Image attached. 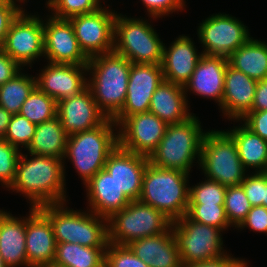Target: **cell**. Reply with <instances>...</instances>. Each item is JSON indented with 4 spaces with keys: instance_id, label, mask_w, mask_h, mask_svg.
Listing matches in <instances>:
<instances>
[{
    "instance_id": "1",
    "label": "cell",
    "mask_w": 267,
    "mask_h": 267,
    "mask_svg": "<svg viewBox=\"0 0 267 267\" xmlns=\"http://www.w3.org/2000/svg\"><path fill=\"white\" fill-rule=\"evenodd\" d=\"M28 156L21 152L14 182L8 190L23 194L32 208L68 202L65 161L49 156Z\"/></svg>"
},
{
    "instance_id": "2",
    "label": "cell",
    "mask_w": 267,
    "mask_h": 267,
    "mask_svg": "<svg viewBox=\"0 0 267 267\" xmlns=\"http://www.w3.org/2000/svg\"><path fill=\"white\" fill-rule=\"evenodd\" d=\"M131 62L112 51L88 59V85L100 111L113 119L127 97Z\"/></svg>"
},
{
    "instance_id": "3",
    "label": "cell",
    "mask_w": 267,
    "mask_h": 267,
    "mask_svg": "<svg viewBox=\"0 0 267 267\" xmlns=\"http://www.w3.org/2000/svg\"><path fill=\"white\" fill-rule=\"evenodd\" d=\"M66 207V208H65ZM38 209L50 220L57 243L86 247L108 246V219L90 210H73L66 203L47 204Z\"/></svg>"
},
{
    "instance_id": "4",
    "label": "cell",
    "mask_w": 267,
    "mask_h": 267,
    "mask_svg": "<svg viewBox=\"0 0 267 267\" xmlns=\"http://www.w3.org/2000/svg\"><path fill=\"white\" fill-rule=\"evenodd\" d=\"M189 175L148 163L139 201L160 210L172 221L183 217L189 204Z\"/></svg>"
},
{
    "instance_id": "5",
    "label": "cell",
    "mask_w": 267,
    "mask_h": 267,
    "mask_svg": "<svg viewBox=\"0 0 267 267\" xmlns=\"http://www.w3.org/2000/svg\"><path fill=\"white\" fill-rule=\"evenodd\" d=\"M200 124L196 115L182 123L168 124L165 135L148 157L149 163L190 174L193 163H200L201 146L207 132Z\"/></svg>"
},
{
    "instance_id": "6",
    "label": "cell",
    "mask_w": 267,
    "mask_h": 267,
    "mask_svg": "<svg viewBox=\"0 0 267 267\" xmlns=\"http://www.w3.org/2000/svg\"><path fill=\"white\" fill-rule=\"evenodd\" d=\"M117 129L118 125L107 118L94 129L68 136L64 160L73 163L84 184L104 168L108 155L117 147Z\"/></svg>"
},
{
    "instance_id": "7",
    "label": "cell",
    "mask_w": 267,
    "mask_h": 267,
    "mask_svg": "<svg viewBox=\"0 0 267 267\" xmlns=\"http://www.w3.org/2000/svg\"><path fill=\"white\" fill-rule=\"evenodd\" d=\"M164 43L152 24L117 13L113 51L136 64H161Z\"/></svg>"
},
{
    "instance_id": "8",
    "label": "cell",
    "mask_w": 267,
    "mask_h": 267,
    "mask_svg": "<svg viewBox=\"0 0 267 267\" xmlns=\"http://www.w3.org/2000/svg\"><path fill=\"white\" fill-rule=\"evenodd\" d=\"M172 222L160 210L139 200L131 201L108 218V242L127 246L132 241L166 232Z\"/></svg>"
},
{
    "instance_id": "9",
    "label": "cell",
    "mask_w": 267,
    "mask_h": 267,
    "mask_svg": "<svg viewBox=\"0 0 267 267\" xmlns=\"http://www.w3.org/2000/svg\"><path fill=\"white\" fill-rule=\"evenodd\" d=\"M199 167L206 178L225 186L240 185L248 172L238 156L235 142L224 130L206 132Z\"/></svg>"
},
{
    "instance_id": "10",
    "label": "cell",
    "mask_w": 267,
    "mask_h": 267,
    "mask_svg": "<svg viewBox=\"0 0 267 267\" xmlns=\"http://www.w3.org/2000/svg\"><path fill=\"white\" fill-rule=\"evenodd\" d=\"M182 264L219 258L224 250L221 229L194 222L186 215L172 222ZM226 251V252H225Z\"/></svg>"
},
{
    "instance_id": "11",
    "label": "cell",
    "mask_w": 267,
    "mask_h": 267,
    "mask_svg": "<svg viewBox=\"0 0 267 267\" xmlns=\"http://www.w3.org/2000/svg\"><path fill=\"white\" fill-rule=\"evenodd\" d=\"M198 42L203 55L228 58L252 36L249 29L238 18L226 14H212L200 23L197 29Z\"/></svg>"
},
{
    "instance_id": "12",
    "label": "cell",
    "mask_w": 267,
    "mask_h": 267,
    "mask_svg": "<svg viewBox=\"0 0 267 267\" xmlns=\"http://www.w3.org/2000/svg\"><path fill=\"white\" fill-rule=\"evenodd\" d=\"M22 10L13 20L1 48L22 68L44 57L43 19Z\"/></svg>"
},
{
    "instance_id": "13",
    "label": "cell",
    "mask_w": 267,
    "mask_h": 267,
    "mask_svg": "<svg viewBox=\"0 0 267 267\" xmlns=\"http://www.w3.org/2000/svg\"><path fill=\"white\" fill-rule=\"evenodd\" d=\"M109 7L69 19L79 47L88 59L113 51L116 13Z\"/></svg>"
},
{
    "instance_id": "14",
    "label": "cell",
    "mask_w": 267,
    "mask_h": 267,
    "mask_svg": "<svg viewBox=\"0 0 267 267\" xmlns=\"http://www.w3.org/2000/svg\"><path fill=\"white\" fill-rule=\"evenodd\" d=\"M168 124L151 112L127 116L118 125V145L149 157L165 135Z\"/></svg>"
},
{
    "instance_id": "15",
    "label": "cell",
    "mask_w": 267,
    "mask_h": 267,
    "mask_svg": "<svg viewBox=\"0 0 267 267\" xmlns=\"http://www.w3.org/2000/svg\"><path fill=\"white\" fill-rule=\"evenodd\" d=\"M163 80L161 64L132 63L126 101L112 120L119 125L127 116L149 112L152 95Z\"/></svg>"
},
{
    "instance_id": "16",
    "label": "cell",
    "mask_w": 267,
    "mask_h": 267,
    "mask_svg": "<svg viewBox=\"0 0 267 267\" xmlns=\"http://www.w3.org/2000/svg\"><path fill=\"white\" fill-rule=\"evenodd\" d=\"M43 20L44 57L47 62L60 64L87 65L88 58L79 47L69 19L51 15Z\"/></svg>"
},
{
    "instance_id": "17",
    "label": "cell",
    "mask_w": 267,
    "mask_h": 267,
    "mask_svg": "<svg viewBox=\"0 0 267 267\" xmlns=\"http://www.w3.org/2000/svg\"><path fill=\"white\" fill-rule=\"evenodd\" d=\"M87 74V65L48 62L36 77V86L59 102L85 90L88 85Z\"/></svg>"
},
{
    "instance_id": "18",
    "label": "cell",
    "mask_w": 267,
    "mask_h": 267,
    "mask_svg": "<svg viewBox=\"0 0 267 267\" xmlns=\"http://www.w3.org/2000/svg\"><path fill=\"white\" fill-rule=\"evenodd\" d=\"M148 163V157L117 145L108 155L104 169L111 174L119 189L130 201H137L141 196L143 175Z\"/></svg>"
},
{
    "instance_id": "19",
    "label": "cell",
    "mask_w": 267,
    "mask_h": 267,
    "mask_svg": "<svg viewBox=\"0 0 267 267\" xmlns=\"http://www.w3.org/2000/svg\"><path fill=\"white\" fill-rule=\"evenodd\" d=\"M57 242L50 220L38 209L30 208L26 217V256L30 267H51Z\"/></svg>"
},
{
    "instance_id": "20",
    "label": "cell",
    "mask_w": 267,
    "mask_h": 267,
    "mask_svg": "<svg viewBox=\"0 0 267 267\" xmlns=\"http://www.w3.org/2000/svg\"><path fill=\"white\" fill-rule=\"evenodd\" d=\"M57 116L68 135L94 129L107 119L88 87L76 96L57 102Z\"/></svg>"
},
{
    "instance_id": "21",
    "label": "cell",
    "mask_w": 267,
    "mask_h": 267,
    "mask_svg": "<svg viewBox=\"0 0 267 267\" xmlns=\"http://www.w3.org/2000/svg\"><path fill=\"white\" fill-rule=\"evenodd\" d=\"M229 61L223 56L203 55L189 81L184 85L185 95L192 94L215 100L221 107L224 94V77Z\"/></svg>"
},
{
    "instance_id": "22",
    "label": "cell",
    "mask_w": 267,
    "mask_h": 267,
    "mask_svg": "<svg viewBox=\"0 0 267 267\" xmlns=\"http://www.w3.org/2000/svg\"><path fill=\"white\" fill-rule=\"evenodd\" d=\"M194 41L179 35L169 46L164 43L161 62L165 81L184 86L190 79L203 53L197 52Z\"/></svg>"
},
{
    "instance_id": "23",
    "label": "cell",
    "mask_w": 267,
    "mask_h": 267,
    "mask_svg": "<svg viewBox=\"0 0 267 267\" xmlns=\"http://www.w3.org/2000/svg\"><path fill=\"white\" fill-rule=\"evenodd\" d=\"M257 81L229 63L224 77V94L220 110L227 119L238 122L251 112Z\"/></svg>"
},
{
    "instance_id": "24",
    "label": "cell",
    "mask_w": 267,
    "mask_h": 267,
    "mask_svg": "<svg viewBox=\"0 0 267 267\" xmlns=\"http://www.w3.org/2000/svg\"><path fill=\"white\" fill-rule=\"evenodd\" d=\"M83 185L87 192L88 210L98 216L108 219L131 202L104 168Z\"/></svg>"
},
{
    "instance_id": "25",
    "label": "cell",
    "mask_w": 267,
    "mask_h": 267,
    "mask_svg": "<svg viewBox=\"0 0 267 267\" xmlns=\"http://www.w3.org/2000/svg\"><path fill=\"white\" fill-rule=\"evenodd\" d=\"M127 246L150 267H182L172 226L166 232L132 241Z\"/></svg>"
},
{
    "instance_id": "26",
    "label": "cell",
    "mask_w": 267,
    "mask_h": 267,
    "mask_svg": "<svg viewBox=\"0 0 267 267\" xmlns=\"http://www.w3.org/2000/svg\"><path fill=\"white\" fill-rule=\"evenodd\" d=\"M0 256L7 267H30L26 256V217L0 210Z\"/></svg>"
},
{
    "instance_id": "27",
    "label": "cell",
    "mask_w": 267,
    "mask_h": 267,
    "mask_svg": "<svg viewBox=\"0 0 267 267\" xmlns=\"http://www.w3.org/2000/svg\"><path fill=\"white\" fill-rule=\"evenodd\" d=\"M188 103L184 86L163 80L152 95L149 112L167 124L182 123L194 115Z\"/></svg>"
},
{
    "instance_id": "28",
    "label": "cell",
    "mask_w": 267,
    "mask_h": 267,
    "mask_svg": "<svg viewBox=\"0 0 267 267\" xmlns=\"http://www.w3.org/2000/svg\"><path fill=\"white\" fill-rule=\"evenodd\" d=\"M226 132L232 137L243 167L249 171L263 172L267 165V141L248 129L242 121Z\"/></svg>"
},
{
    "instance_id": "29",
    "label": "cell",
    "mask_w": 267,
    "mask_h": 267,
    "mask_svg": "<svg viewBox=\"0 0 267 267\" xmlns=\"http://www.w3.org/2000/svg\"><path fill=\"white\" fill-rule=\"evenodd\" d=\"M68 134L58 116L37 125L35 134L26 149L29 154L64 160Z\"/></svg>"
},
{
    "instance_id": "30",
    "label": "cell",
    "mask_w": 267,
    "mask_h": 267,
    "mask_svg": "<svg viewBox=\"0 0 267 267\" xmlns=\"http://www.w3.org/2000/svg\"><path fill=\"white\" fill-rule=\"evenodd\" d=\"M229 64L255 81L267 78V42L251 37L228 57Z\"/></svg>"
},
{
    "instance_id": "31",
    "label": "cell",
    "mask_w": 267,
    "mask_h": 267,
    "mask_svg": "<svg viewBox=\"0 0 267 267\" xmlns=\"http://www.w3.org/2000/svg\"><path fill=\"white\" fill-rule=\"evenodd\" d=\"M106 248L57 243L55 260L51 267H105Z\"/></svg>"
},
{
    "instance_id": "32",
    "label": "cell",
    "mask_w": 267,
    "mask_h": 267,
    "mask_svg": "<svg viewBox=\"0 0 267 267\" xmlns=\"http://www.w3.org/2000/svg\"><path fill=\"white\" fill-rule=\"evenodd\" d=\"M21 70L11 80L0 86V106L11 115L18 114L29 94L36 87V76Z\"/></svg>"
},
{
    "instance_id": "33",
    "label": "cell",
    "mask_w": 267,
    "mask_h": 267,
    "mask_svg": "<svg viewBox=\"0 0 267 267\" xmlns=\"http://www.w3.org/2000/svg\"><path fill=\"white\" fill-rule=\"evenodd\" d=\"M19 114L39 125L57 116V102L36 86L21 106Z\"/></svg>"
},
{
    "instance_id": "34",
    "label": "cell",
    "mask_w": 267,
    "mask_h": 267,
    "mask_svg": "<svg viewBox=\"0 0 267 267\" xmlns=\"http://www.w3.org/2000/svg\"><path fill=\"white\" fill-rule=\"evenodd\" d=\"M224 208L229 224L232 227L238 228L252 208L241 184L227 186Z\"/></svg>"
},
{
    "instance_id": "35",
    "label": "cell",
    "mask_w": 267,
    "mask_h": 267,
    "mask_svg": "<svg viewBox=\"0 0 267 267\" xmlns=\"http://www.w3.org/2000/svg\"><path fill=\"white\" fill-rule=\"evenodd\" d=\"M186 216L194 222L214 226L222 231L232 227L226 217L224 204H188Z\"/></svg>"
},
{
    "instance_id": "36",
    "label": "cell",
    "mask_w": 267,
    "mask_h": 267,
    "mask_svg": "<svg viewBox=\"0 0 267 267\" xmlns=\"http://www.w3.org/2000/svg\"><path fill=\"white\" fill-rule=\"evenodd\" d=\"M101 3V0H48L45 4L46 8L52 12L51 16L70 19L81 14L95 12L102 7Z\"/></svg>"
},
{
    "instance_id": "37",
    "label": "cell",
    "mask_w": 267,
    "mask_h": 267,
    "mask_svg": "<svg viewBox=\"0 0 267 267\" xmlns=\"http://www.w3.org/2000/svg\"><path fill=\"white\" fill-rule=\"evenodd\" d=\"M226 188L217 181L205 178L201 183L189 186V204H224Z\"/></svg>"
},
{
    "instance_id": "38",
    "label": "cell",
    "mask_w": 267,
    "mask_h": 267,
    "mask_svg": "<svg viewBox=\"0 0 267 267\" xmlns=\"http://www.w3.org/2000/svg\"><path fill=\"white\" fill-rule=\"evenodd\" d=\"M36 127L37 125L19 113L12 115L4 140L19 150L27 149L35 134Z\"/></svg>"
},
{
    "instance_id": "39",
    "label": "cell",
    "mask_w": 267,
    "mask_h": 267,
    "mask_svg": "<svg viewBox=\"0 0 267 267\" xmlns=\"http://www.w3.org/2000/svg\"><path fill=\"white\" fill-rule=\"evenodd\" d=\"M21 150L0 139V183L9 188L14 182Z\"/></svg>"
},
{
    "instance_id": "40",
    "label": "cell",
    "mask_w": 267,
    "mask_h": 267,
    "mask_svg": "<svg viewBox=\"0 0 267 267\" xmlns=\"http://www.w3.org/2000/svg\"><path fill=\"white\" fill-rule=\"evenodd\" d=\"M105 267H150L138 258L128 246L108 243Z\"/></svg>"
},
{
    "instance_id": "41",
    "label": "cell",
    "mask_w": 267,
    "mask_h": 267,
    "mask_svg": "<svg viewBox=\"0 0 267 267\" xmlns=\"http://www.w3.org/2000/svg\"><path fill=\"white\" fill-rule=\"evenodd\" d=\"M241 185L246 193L247 199L252 206H264V173H247Z\"/></svg>"
},
{
    "instance_id": "42",
    "label": "cell",
    "mask_w": 267,
    "mask_h": 267,
    "mask_svg": "<svg viewBox=\"0 0 267 267\" xmlns=\"http://www.w3.org/2000/svg\"><path fill=\"white\" fill-rule=\"evenodd\" d=\"M147 10L150 18L157 19L167 16L173 12L180 10L186 6L185 0H141Z\"/></svg>"
},
{
    "instance_id": "43",
    "label": "cell",
    "mask_w": 267,
    "mask_h": 267,
    "mask_svg": "<svg viewBox=\"0 0 267 267\" xmlns=\"http://www.w3.org/2000/svg\"><path fill=\"white\" fill-rule=\"evenodd\" d=\"M249 228L250 231L259 232L267 235V208L263 205L252 206L246 219L237 228L238 230Z\"/></svg>"
},
{
    "instance_id": "44",
    "label": "cell",
    "mask_w": 267,
    "mask_h": 267,
    "mask_svg": "<svg viewBox=\"0 0 267 267\" xmlns=\"http://www.w3.org/2000/svg\"><path fill=\"white\" fill-rule=\"evenodd\" d=\"M240 121L252 132L267 141V110L248 112Z\"/></svg>"
},
{
    "instance_id": "45",
    "label": "cell",
    "mask_w": 267,
    "mask_h": 267,
    "mask_svg": "<svg viewBox=\"0 0 267 267\" xmlns=\"http://www.w3.org/2000/svg\"><path fill=\"white\" fill-rule=\"evenodd\" d=\"M20 6L21 5H0V47L4 43L11 23L24 9Z\"/></svg>"
},
{
    "instance_id": "46",
    "label": "cell",
    "mask_w": 267,
    "mask_h": 267,
    "mask_svg": "<svg viewBox=\"0 0 267 267\" xmlns=\"http://www.w3.org/2000/svg\"><path fill=\"white\" fill-rule=\"evenodd\" d=\"M22 68L0 47V86L11 80Z\"/></svg>"
},
{
    "instance_id": "47",
    "label": "cell",
    "mask_w": 267,
    "mask_h": 267,
    "mask_svg": "<svg viewBox=\"0 0 267 267\" xmlns=\"http://www.w3.org/2000/svg\"><path fill=\"white\" fill-rule=\"evenodd\" d=\"M231 255L232 254L230 253L208 261L182 264V267H239L245 261L238 257L234 258V256Z\"/></svg>"
},
{
    "instance_id": "48",
    "label": "cell",
    "mask_w": 267,
    "mask_h": 267,
    "mask_svg": "<svg viewBox=\"0 0 267 267\" xmlns=\"http://www.w3.org/2000/svg\"><path fill=\"white\" fill-rule=\"evenodd\" d=\"M267 110V78L257 81L251 111Z\"/></svg>"
},
{
    "instance_id": "49",
    "label": "cell",
    "mask_w": 267,
    "mask_h": 267,
    "mask_svg": "<svg viewBox=\"0 0 267 267\" xmlns=\"http://www.w3.org/2000/svg\"><path fill=\"white\" fill-rule=\"evenodd\" d=\"M11 116L9 112L0 106V139L5 138Z\"/></svg>"
},
{
    "instance_id": "50",
    "label": "cell",
    "mask_w": 267,
    "mask_h": 267,
    "mask_svg": "<svg viewBox=\"0 0 267 267\" xmlns=\"http://www.w3.org/2000/svg\"><path fill=\"white\" fill-rule=\"evenodd\" d=\"M16 2L24 4L25 0H0V5H17Z\"/></svg>"
},
{
    "instance_id": "51",
    "label": "cell",
    "mask_w": 267,
    "mask_h": 267,
    "mask_svg": "<svg viewBox=\"0 0 267 267\" xmlns=\"http://www.w3.org/2000/svg\"><path fill=\"white\" fill-rule=\"evenodd\" d=\"M264 207L267 208V176L264 174Z\"/></svg>"
},
{
    "instance_id": "52",
    "label": "cell",
    "mask_w": 267,
    "mask_h": 267,
    "mask_svg": "<svg viewBox=\"0 0 267 267\" xmlns=\"http://www.w3.org/2000/svg\"><path fill=\"white\" fill-rule=\"evenodd\" d=\"M0 267H7V266L5 265V262H4V260L2 259L1 256H0Z\"/></svg>"
},
{
    "instance_id": "53",
    "label": "cell",
    "mask_w": 267,
    "mask_h": 267,
    "mask_svg": "<svg viewBox=\"0 0 267 267\" xmlns=\"http://www.w3.org/2000/svg\"><path fill=\"white\" fill-rule=\"evenodd\" d=\"M239 267H248L247 261H244Z\"/></svg>"
},
{
    "instance_id": "54",
    "label": "cell",
    "mask_w": 267,
    "mask_h": 267,
    "mask_svg": "<svg viewBox=\"0 0 267 267\" xmlns=\"http://www.w3.org/2000/svg\"><path fill=\"white\" fill-rule=\"evenodd\" d=\"M263 173L267 176V165H266V168H265V170L263 171Z\"/></svg>"
}]
</instances>
